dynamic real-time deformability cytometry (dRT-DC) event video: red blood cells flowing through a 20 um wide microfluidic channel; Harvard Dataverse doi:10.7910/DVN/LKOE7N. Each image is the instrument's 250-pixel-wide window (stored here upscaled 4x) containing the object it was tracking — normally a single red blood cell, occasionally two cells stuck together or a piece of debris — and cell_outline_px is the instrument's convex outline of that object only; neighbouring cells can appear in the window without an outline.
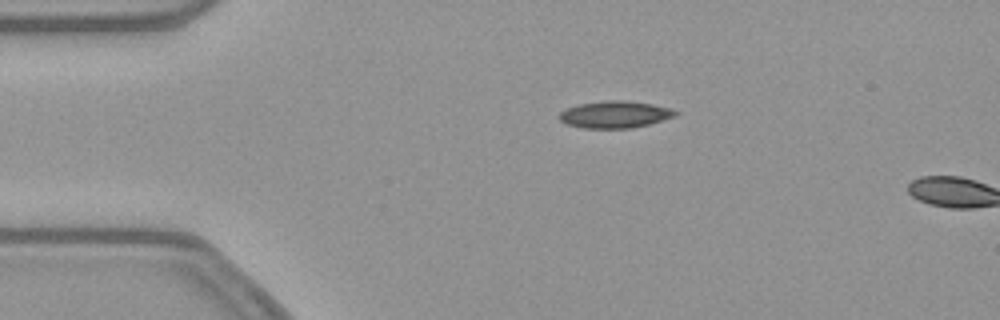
{"species": "common noctule bat (a hibernating species)", "species_latin": "Nyctalus noctula", "temperature_condition": "warm", "stored_images_in_passage": 4, "camera_frame_rate_fps": 3000, "um_per_image_px": 0.085, "animal": {"sex": "female", "body_mass_g": 21.9}, "frame": {"image": 1, "passage_image": 2, "time_ms": 0.333, "image_size_px": [1000, 320], "cell_outline_px": [[680, 112], [676, 116], [648, 124], [632, 128], [584, 128], [568, 124], [560, 120], [556, 116], [560, 112], [568, 108], [580, 104], [608, 100], [624, 100], [652, 104], [668, 108]], "centroid_in_image_um": [52.26, 9.73], "position_along_channel_um": 32.7, "area_um2": 18.09}}